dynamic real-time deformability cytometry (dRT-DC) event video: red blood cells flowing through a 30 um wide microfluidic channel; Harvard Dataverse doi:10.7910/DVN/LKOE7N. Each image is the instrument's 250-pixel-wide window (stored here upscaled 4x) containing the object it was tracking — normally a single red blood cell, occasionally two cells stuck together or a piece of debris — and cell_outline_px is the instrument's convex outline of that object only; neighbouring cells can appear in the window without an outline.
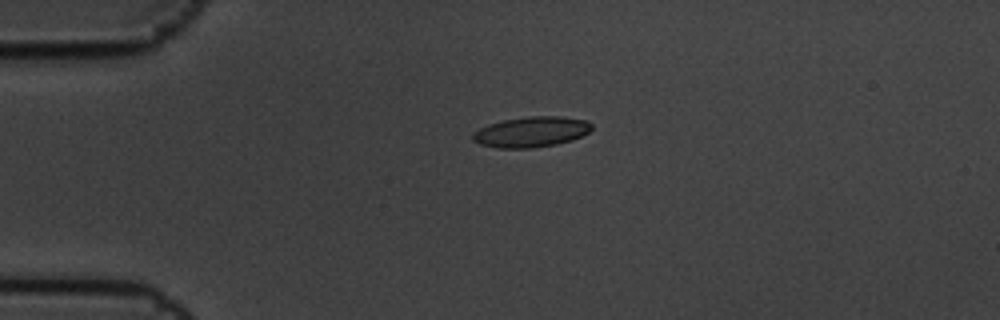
{"species": "common noctule bat (a hibernating species)", "species_latin": "Nyctalus noctula", "temperature_condition": "cold", "stored_images_in_passage": 2, "camera_frame_rate_fps": 3000, "um_per_image_px": 0.085, "animal": {"sex": "male", "body_mass_g": 19.5, "forearm_length_mm": 54.6}, "frame": {"image": 1, "passage_image": 1, "time_ms": 0.0, "image_size_px": [1000, 320], "cell_outline_px": [[592, 128], [588, 132], [572, 140], [556, 144], [532, 148], [496, 148], [480, 144], [472, 140], [472, 132], [488, 124], [504, 120], [528, 116], [560, 116], [588, 120], [592, 124]], "centroid_in_image_um": [45.14, 11.21], "position_along_channel_um": 39.9, "area_um2": 21.21}}